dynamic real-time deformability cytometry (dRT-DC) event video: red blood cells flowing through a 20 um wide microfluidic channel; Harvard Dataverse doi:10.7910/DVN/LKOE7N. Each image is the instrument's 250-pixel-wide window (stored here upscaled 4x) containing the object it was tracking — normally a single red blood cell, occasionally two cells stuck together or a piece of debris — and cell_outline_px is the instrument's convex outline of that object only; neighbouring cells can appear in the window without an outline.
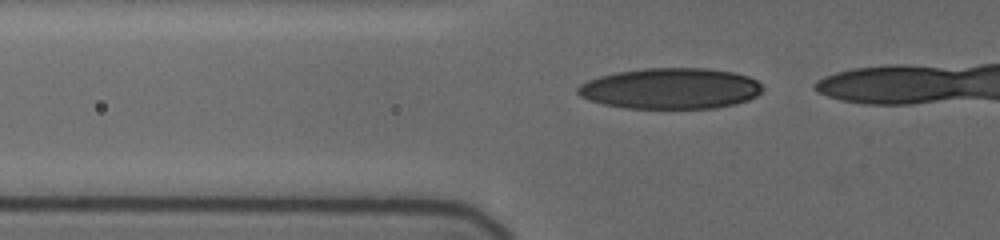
{"species": "human", "species_latin": "Homo sapiens", "temperature_condition": "cold", "stored_images_in_passage": 30, "camera_frame_rate_fps": 3000, "um_per_image_px": 0.085, "donor": {"sex": "female"}, "frame": {"image": 1, "passage_image": 24, "time_ms": 5.0, "image_size_px": [1000, 240], "cell_outline_px": [[764, 88], [756, 96], [748, 100], [736, 104], [716, 108], [624, 108], [604, 104], [588, 100], [580, 96], [576, 92], [576, 88], [580, 84], [588, 80], [600, 76], [616, 72], [644, 68], [704, 68], [732, 72], [748, 76], [756, 80]], "centroid_in_image_um": [56.98, 7.52], "position_along_channel_um": 68.8, "area_um2": 44.16}}